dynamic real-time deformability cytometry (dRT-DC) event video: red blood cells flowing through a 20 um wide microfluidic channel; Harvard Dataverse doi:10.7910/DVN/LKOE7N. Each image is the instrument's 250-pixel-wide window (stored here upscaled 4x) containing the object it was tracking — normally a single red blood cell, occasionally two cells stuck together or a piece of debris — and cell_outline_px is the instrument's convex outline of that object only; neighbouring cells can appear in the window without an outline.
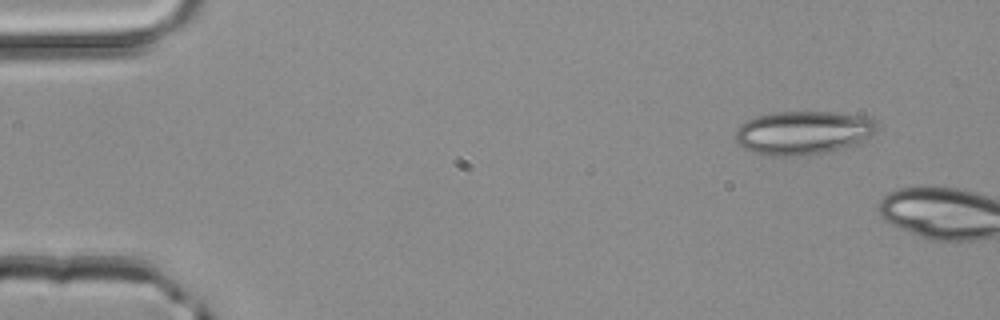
{"species": "common noctule bat (a hibernating species)", "species_latin": "Nyctalus noctula", "temperature_condition": "room temperature", "stored_images_in_passage": 4, "camera_frame_rate_fps": 3000, "um_per_image_px": 0.085, "animal": {"sex": "male", "body_mass_g": 20.4}, "frame": {"image": 1, "passage_image": 1, "time_ms": 0.0, "image_size_px": [1000, 320], "cell_outline_px": [[876, 132], [872, 136], [856, 144], [824, 152], [804, 156], [764, 156], [752, 152], [744, 148], [736, 140], [736, 128], [740, 124], [756, 116], [772, 112], [836, 112], [872, 116], [876, 120]], "centroid_in_image_um": [68.29, 11.27], "position_along_channel_um": 16.7, "area_um2": 36.41}}